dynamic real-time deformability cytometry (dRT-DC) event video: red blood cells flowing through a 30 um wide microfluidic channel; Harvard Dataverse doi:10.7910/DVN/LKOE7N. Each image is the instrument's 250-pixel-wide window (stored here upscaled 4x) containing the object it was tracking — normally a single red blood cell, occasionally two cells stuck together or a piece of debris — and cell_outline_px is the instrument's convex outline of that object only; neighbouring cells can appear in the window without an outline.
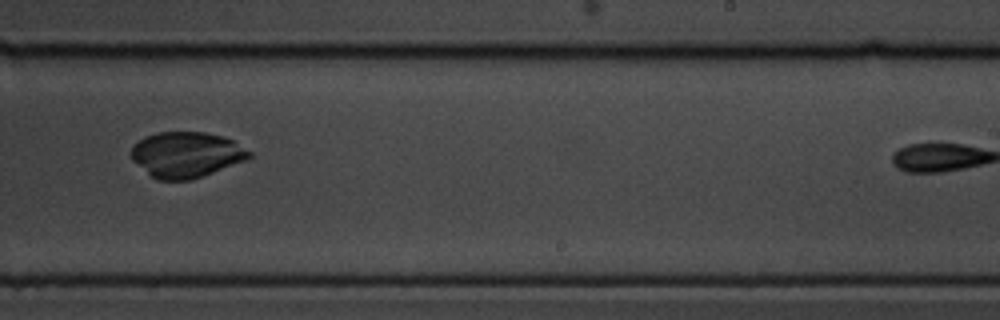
{"species": "common noctule bat (a hibernating species)", "species_latin": "Nyctalus noctula", "temperature_condition": "cold", "stored_images_in_passage": 39, "camera_frame_rate_fps": 3000, "um_per_image_px": 0.085, "animal": {"sex": "male", "body_mass_g": 19.5, "forearm_length_mm": 54.6}, "frame": {"image": 1, "passage_image": 28, "time_ms": 9.0, "image_size_px": [1000, 320], "cell_outline_px": [[252, 156], [248, 160], [192, 180], [160, 180], [152, 176], [132, 160], [132, 144], [144, 136], [156, 132], [204, 132], [224, 136], [232, 140], [252, 152]], "centroid_in_image_um": [15.86, 13.14], "position_along_channel_um": 273.1, "area_um2": 31.56}}
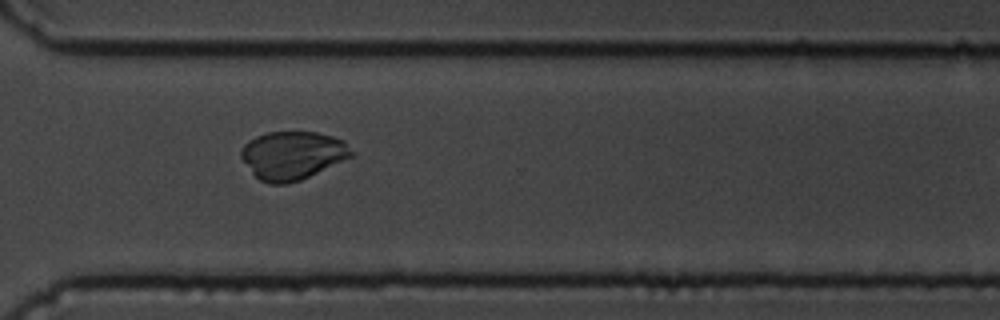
{"frame": {"image": 2, "passage_image": 34, "time_ms": 11.0, "image_size_px": [1000, 320], "cell_outline_px": [[356, 152], [352, 156], [300, 180], [288, 184], [268, 184], [260, 180], [252, 172], [240, 156], [240, 152], [244, 144], [248, 140], [256, 136], [268, 132], [316, 132], [332, 136], [344, 140]], "centroid_in_image_um": [24.87, 13.19], "position_along_channel_um": 345.7, "area_um2": 30.98}}
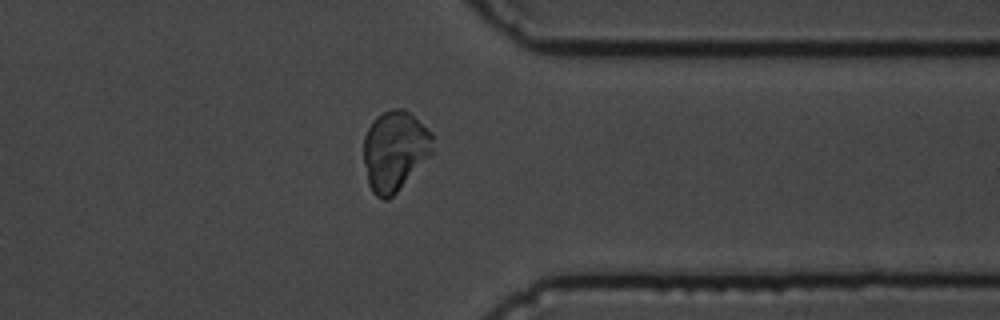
{"frame": {"image": 3, "passage_image": 37, "time_ms": 12.0, "image_size_px": [1000, 320], "cell_outline_px": [[432, 152], [396, 192], [388, 200], [384, 200], [376, 196], [372, 192], [368, 184], [364, 164], [364, 136], [372, 120], [376, 116], [392, 108], [404, 108], [432, 132]], "centroid_in_image_um": [33.52, 12.79], "position_along_channel_um": 377.9, "area_um2": 31.96}}